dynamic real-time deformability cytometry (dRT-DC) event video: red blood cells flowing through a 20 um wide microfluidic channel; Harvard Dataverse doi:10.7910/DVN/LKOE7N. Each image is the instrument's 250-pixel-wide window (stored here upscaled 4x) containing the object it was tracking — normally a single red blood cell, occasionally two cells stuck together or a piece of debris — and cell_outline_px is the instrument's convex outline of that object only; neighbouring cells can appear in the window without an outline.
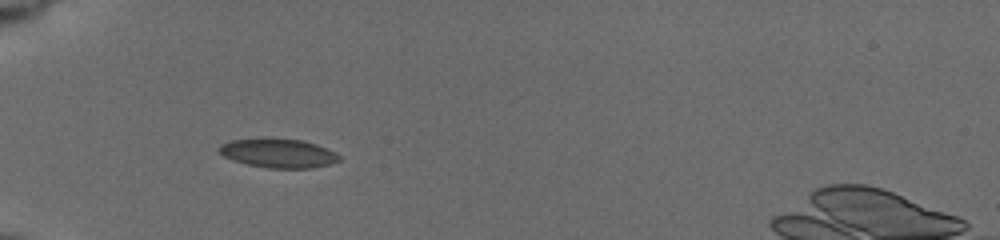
{"species": "common noctule bat (a hibernating species)", "species_latin": "Nyctalus noctula", "temperature_condition": "cold", "stored_images_in_passage": 40, "camera_frame_rate_fps": 3000, "um_per_image_px": 0.085, "animal": {"sex": "female", "body_mass_g": 19.5, "forearm_length_mm": 54.1}, "frame": {"image": 1, "passage_image": 7, "time_ms": 2.0, "image_size_px": [1000, 240], "cell_outline_px": [[340, 160], [328, 164], [308, 168], [268, 168], [248, 164], [232, 160], [224, 156], [216, 148], [220, 144], [232, 140], [300, 140], [316, 144], [340, 156]], "centroid_in_image_um": [23.61, 13.05], "position_along_channel_um": 61.4, "area_um2": 19.48}}
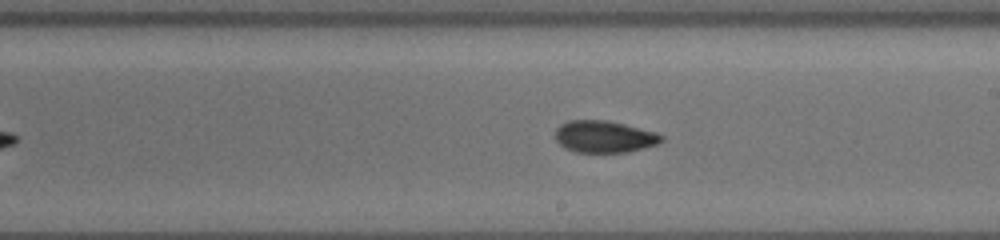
{"frame": {"image": 2, "passage_image": 22, "time_ms": 7.0, "image_size_px": [1000, 240], "cell_outline_px": [[664, 140], [656, 144], [628, 152], [576, 152], [564, 148], [556, 140], [556, 128], [560, 124], [568, 120], [608, 120], [656, 132], [664, 136]], "centroid_in_image_um": [51.35, 11.61], "position_along_channel_um": 237.7, "area_um2": 19.77}}
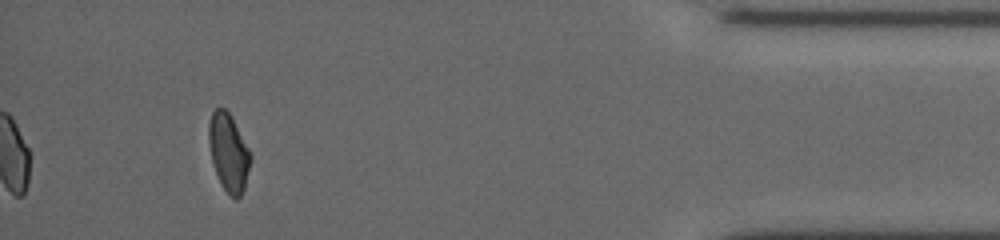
{"frame": {"image": 3, "passage_image": 40, "time_ms": 13.0, "image_size_px": [1000, 240], "cell_outline_px": [[252, 160], [244, 188], [240, 196], [236, 200], [228, 196], [220, 184], [212, 164], [208, 140], [208, 124], [212, 112], [216, 108], [224, 108], [232, 116], [252, 152]], "centroid_in_image_um": [19.44, 12.97], "position_along_channel_um": 415.8, "area_um2": 19.54}, "authors_computed_cell_mechanics": {"area_um2": 19.3341, "velocity_mm_per_s": 3.7643, "shape_relaxation_time_tau1_ms": 4.4999, "shape_relaxation_time_tau2_ms": 4.7451, "deformation_change_tau1": 0.106, "deformation_change_tau2": 0.0647}}